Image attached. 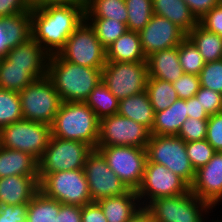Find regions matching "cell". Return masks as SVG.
<instances>
[{"label":"cell","instance_id":"obj_38","mask_svg":"<svg viewBox=\"0 0 222 222\" xmlns=\"http://www.w3.org/2000/svg\"><path fill=\"white\" fill-rule=\"evenodd\" d=\"M216 152L206 139L186 143V153L195 171L205 166Z\"/></svg>","mask_w":222,"mask_h":222},{"label":"cell","instance_id":"obj_47","mask_svg":"<svg viewBox=\"0 0 222 222\" xmlns=\"http://www.w3.org/2000/svg\"><path fill=\"white\" fill-rule=\"evenodd\" d=\"M81 222H107V219L100 205L91 202L81 207Z\"/></svg>","mask_w":222,"mask_h":222},{"label":"cell","instance_id":"obj_10","mask_svg":"<svg viewBox=\"0 0 222 222\" xmlns=\"http://www.w3.org/2000/svg\"><path fill=\"white\" fill-rule=\"evenodd\" d=\"M58 55L68 62L90 68H104L107 62L106 48L86 20L71 34Z\"/></svg>","mask_w":222,"mask_h":222},{"label":"cell","instance_id":"obj_48","mask_svg":"<svg viewBox=\"0 0 222 222\" xmlns=\"http://www.w3.org/2000/svg\"><path fill=\"white\" fill-rule=\"evenodd\" d=\"M184 2L198 20L220 4V0H184Z\"/></svg>","mask_w":222,"mask_h":222},{"label":"cell","instance_id":"obj_19","mask_svg":"<svg viewBox=\"0 0 222 222\" xmlns=\"http://www.w3.org/2000/svg\"><path fill=\"white\" fill-rule=\"evenodd\" d=\"M5 58L13 65L29 66V71L37 79H42L47 76V62L49 55L33 38L9 49Z\"/></svg>","mask_w":222,"mask_h":222},{"label":"cell","instance_id":"obj_1","mask_svg":"<svg viewBox=\"0 0 222 222\" xmlns=\"http://www.w3.org/2000/svg\"><path fill=\"white\" fill-rule=\"evenodd\" d=\"M32 38L50 56L58 54L85 20V4L31 8Z\"/></svg>","mask_w":222,"mask_h":222},{"label":"cell","instance_id":"obj_27","mask_svg":"<svg viewBox=\"0 0 222 222\" xmlns=\"http://www.w3.org/2000/svg\"><path fill=\"white\" fill-rule=\"evenodd\" d=\"M197 47L205 63L222 59V37L207 31L199 23L187 34Z\"/></svg>","mask_w":222,"mask_h":222},{"label":"cell","instance_id":"obj_36","mask_svg":"<svg viewBox=\"0 0 222 222\" xmlns=\"http://www.w3.org/2000/svg\"><path fill=\"white\" fill-rule=\"evenodd\" d=\"M23 120L19 92L0 88V129Z\"/></svg>","mask_w":222,"mask_h":222},{"label":"cell","instance_id":"obj_54","mask_svg":"<svg viewBox=\"0 0 222 222\" xmlns=\"http://www.w3.org/2000/svg\"><path fill=\"white\" fill-rule=\"evenodd\" d=\"M219 216H220L221 218H220ZM219 216H217V222H222V216H221L220 214H219Z\"/></svg>","mask_w":222,"mask_h":222},{"label":"cell","instance_id":"obj_49","mask_svg":"<svg viewBox=\"0 0 222 222\" xmlns=\"http://www.w3.org/2000/svg\"><path fill=\"white\" fill-rule=\"evenodd\" d=\"M56 222H81V206L61 203Z\"/></svg>","mask_w":222,"mask_h":222},{"label":"cell","instance_id":"obj_15","mask_svg":"<svg viewBox=\"0 0 222 222\" xmlns=\"http://www.w3.org/2000/svg\"><path fill=\"white\" fill-rule=\"evenodd\" d=\"M84 172L93 202L103 198L120 196L129 190L110 169L106 159L97 149H93L88 155L84 165Z\"/></svg>","mask_w":222,"mask_h":222},{"label":"cell","instance_id":"obj_37","mask_svg":"<svg viewBox=\"0 0 222 222\" xmlns=\"http://www.w3.org/2000/svg\"><path fill=\"white\" fill-rule=\"evenodd\" d=\"M178 58L186 74L199 76L205 65L202 55L188 37L178 45Z\"/></svg>","mask_w":222,"mask_h":222},{"label":"cell","instance_id":"obj_13","mask_svg":"<svg viewBox=\"0 0 222 222\" xmlns=\"http://www.w3.org/2000/svg\"><path fill=\"white\" fill-rule=\"evenodd\" d=\"M189 190L190 186L166 166L147 160L143 181L136 192L142 207H146L157 198L183 195Z\"/></svg>","mask_w":222,"mask_h":222},{"label":"cell","instance_id":"obj_41","mask_svg":"<svg viewBox=\"0 0 222 222\" xmlns=\"http://www.w3.org/2000/svg\"><path fill=\"white\" fill-rule=\"evenodd\" d=\"M195 96L209 116L222 112L221 93L200 86Z\"/></svg>","mask_w":222,"mask_h":222},{"label":"cell","instance_id":"obj_18","mask_svg":"<svg viewBox=\"0 0 222 222\" xmlns=\"http://www.w3.org/2000/svg\"><path fill=\"white\" fill-rule=\"evenodd\" d=\"M39 190V176L0 178V205L28 204Z\"/></svg>","mask_w":222,"mask_h":222},{"label":"cell","instance_id":"obj_39","mask_svg":"<svg viewBox=\"0 0 222 222\" xmlns=\"http://www.w3.org/2000/svg\"><path fill=\"white\" fill-rule=\"evenodd\" d=\"M200 86L222 94V59L205 63L200 75Z\"/></svg>","mask_w":222,"mask_h":222},{"label":"cell","instance_id":"obj_25","mask_svg":"<svg viewBox=\"0 0 222 222\" xmlns=\"http://www.w3.org/2000/svg\"><path fill=\"white\" fill-rule=\"evenodd\" d=\"M152 4L155 15L167 18L186 34L199 23L184 0H152Z\"/></svg>","mask_w":222,"mask_h":222},{"label":"cell","instance_id":"obj_44","mask_svg":"<svg viewBox=\"0 0 222 222\" xmlns=\"http://www.w3.org/2000/svg\"><path fill=\"white\" fill-rule=\"evenodd\" d=\"M199 24L207 31L218 34L222 37V4L213 7L202 18L199 19Z\"/></svg>","mask_w":222,"mask_h":222},{"label":"cell","instance_id":"obj_42","mask_svg":"<svg viewBox=\"0 0 222 222\" xmlns=\"http://www.w3.org/2000/svg\"><path fill=\"white\" fill-rule=\"evenodd\" d=\"M172 84L178 94L179 99L187 100L195 96V94L199 91L200 78L197 75L184 73Z\"/></svg>","mask_w":222,"mask_h":222},{"label":"cell","instance_id":"obj_20","mask_svg":"<svg viewBox=\"0 0 222 222\" xmlns=\"http://www.w3.org/2000/svg\"><path fill=\"white\" fill-rule=\"evenodd\" d=\"M148 77L173 83L184 74L178 58V46L160 50L146 59Z\"/></svg>","mask_w":222,"mask_h":222},{"label":"cell","instance_id":"obj_29","mask_svg":"<svg viewBox=\"0 0 222 222\" xmlns=\"http://www.w3.org/2000/svg\"><path fill=\"white\" fill-rule=\"evenodd\" d=\"M7 36L8 48L23 44L32 38L31 12L0 18Z\"/></svg>","mask_w":222,"mask_h":222},{"label":"cell","instance_id":"obj_52","mask_svg":"<svg viewBox=\"0 0 222 222\" xmlns=\"http://www.w3.org/2000/svg\"><path fill=\"white\" fill-rule=\"evenodd\" d=\"M128 222H154V220L152 214L145 207H141Z\"/></svg>","mask_w":222,"mask_h":222},{"label":"cell","instance_id":"obj_21","mask_svg":"<svg viewBox=\"0 0 222 222\" xmlns=\"http://www.w3.org/2000/svg\"><path fill=\"white\" fill-rule=\"evenodd\" d=\"M97 203L107 222H128L142 207L137 192L131 189L120 196L100 199Z\"/></svg>","mask_w":222,"mask_h":222},{"label":"cell","instance_id":"obj_24","mask_svg":"<svg viewBox=\"0 0 222 222\" xmlns=\"http://www.w3.org/2000/svg\"><path fill=\"white\" fill-rule=\"evenodd\" d=\"M109 62H141L146 61L138 32L127 30L106 48Z\"/></svg>","mask_w":222,"mask_h":222},{"label":"cell","instance_id":"obj_46","mask_svg":"<svg viewBox=\"0 0 222 222\" xmlns=\"http://www.w3.org/2000/svg\"><path fill=\"white\" fill-rule=\"evenodd\" d=\"M24 12H31L28 0H0V18Z\"/></svg>","mask_w":222,"mask_h":222},{"label":"cell","instance_id":"obj_5","mask_svg":"<svg viewBox=\"0 0 222 222\" xmlns=\"http://www.w3.org/2000/svg\"><path fill=\"white\" fill-rule=\"evenodd\" d=\"M147 160L166 166L189 186L195 179L194 170L186 153V142L178 136L150 135L146 147Z\"/></svg>","mask_w":222,"mask_h":222},{"label":"cell","instance_id":"obj_8","mask_svg":"<svg viewBox=\"0 0 222 222\" xmlns=\"http://www.w3.org/2000/svg\"><path fill=\"white\" fill-rule=\"evenodd\" d=\"M93 148L81 141L50 136L47 148L38 161L39 182L49 173L84 168Z\"/></svg>","mask_w":222,"mask_h":222},{"label":"cell","instance_id":"obj_28","mask_svg":"<svg viewBox=\"0 0 222 222\" xmlns=\"http://www.w3.org/2000/svg\"><path fill=\"white\" fill-rule=\"evenodd\" d=\"M37 78L29 71V66L13 65L5 57L0 60V88L21 92Z\"/></svg>","mask_w":222,"mask_h":222},{"label":"cell","instance_id":"obj_35","mask_svg":"<svg viewBox=\"0 0 222 222\" xmlns=\"http://www.w3.org/2000/svg\"><path fill=\"white\" fill-rule=\"evenodd\" d=\"M127 7V29L139 32L150 21L153 13L152 0H125Z\"/></svg>","mask_w":222,"mask_h":222},{"label":"cell","instance_id":"obj_32","mask_svg":"<svg viewBox=\"0 0 222 222\" xmlns=\"http://www.w3.org/2000/svg\"><path fill=\"white\" fill-rule=\"evenodd\" d=\"M85 103L95 112L99 120L118 113L119 100L103 81L92 90Z\"/></svg>","mask_w":222,"mask_h":222},{"label":"cell","instance_id":"obj_53","mask_svg":"<svg viewBox=\"0 0 222 222\" xmlns=\"http://www.w3.org/2000/svg\"><path fill=\"white\" fill-rule=\"evenodd\" d=\"M9 51L7 36L4 31L2 22L0 21V57H5L6 53Z\"/></svg>","mask_w":222,"mask_h":222},{"label":"cell","instance_id":"obj_40","mask_svg":"<svg viewBox=\"0 0 222 222\" xmlns=\"http://www.w3.org/2000/svg\"><path fill=\"white\" fill-rule=\"evenodd\" d=\"M208 119L188 117L178 133V137L187 142L206 139Z\"/></svg>","mask_w":222,"mask_h":222},{"label":"cell","instance_id":"obj_51","mask_svg":"<svg viewBox=\"0 0 222 222\" xmlns=\"http://www.w3.org/2000/svg\"><path fill=\"white\" fill-rule=\"evenodd\" d=\"M86 0H28L31 8H41L49 5H75L85 4Z\"/></svg>","mask_w":222,"mask_h":222},{"label":"cell","instance_id":"obj_3","mask_svg":"<svg viewBox=\"0 0 222 222\" xmlns=\"http://www.w3.org/2000/svg\"><path fill=\"white\" fill-rule=\"evenodd\" d=\"M51 136L97 148L99 119L85 102H62L51 125Z\"/></svg>","mask_w":222,"mask_h":222},{"label":"cell","instance_id":"obj_12","mask_svg":"<svg viewBox=\"0 0 222 222\" xmlns=\"http://www.w3.org/2000/svg\"><path fill=\"white\" fill-rule=\"evenodd\" d=\"M148 67L141 62H109L102 69V81L120 101L146 91Z\"/></svg>","mask_w":222,"mask_h":222},{"label":"cell","instance_id":"obj_17","mask_svg":"<svg viewBox=\"0 0 222 222\" xmlns=\"http://www.w3.org/2000/svg\"><path fill=\"white\" fill-rule=\"evenodd\" d=\"M190 190L217 211L222 204V151L216 152L205 166L196 171Z\"/></svg>","mask_w":222,"mask_h":222},{"label":"cell","instance_id":"obj_31","mask_svg":"<svg viewBox=\"0 0 222 222\" xmlns=\"http://www.w3.org/2000/svg\"><path fill=\"white\" fill-rule=\"evenodd\" d=\"M60 206V202L39 190L28 203L26 222H56Z\"/></svg>","mask_w":222,"mask_h":222},{"label":"cell","instance_id":"obj_34","mask_svg":"<svg viewBox=\"0 0 222 222\" xmlns=\"http://www.w3.org/2000/svg\"><path fill=\"white\" fill-rule=\"evenodd\" d=\"M94 29L98 40L107 48L128 29L127 25L117 19L85 18Z\"/></svg>","mask_w":222,"mask_h":222},{"label":"cell","instance_id":"obj_45","mask_svg":"<svg viewBox=\"0 0 222 222\" xmlns=\"http://www.w3.org/2000/svg\"><path fill=\"white\" fill-rule=\"evenodd\" d=\"M28 204L0 205V222H26Z\"/></svg>","mask_w":222,"mask_h":222},{"label":"cell","instance_id":"obj_43","mask_svg":"<svg viewBox=\"0 0 222 222\" xmlns=\"http://www.w3.org/2000/svg\"><path fill=\"white\" fill-rule=\"evenodd\" d=\"M206 140L217 151H222V112L208 118Z\"/></svg>","mask_w":222,"mask_h":222},{"label":"cell","instance_id":"obj_23","mask_svg":"<svg viewBox=\"0 0 222 222\" xmlns=\"http://www.w3.org/2000/svg\"><path fill=\"white\" fill-rule=\"evenodd\" d=\"M187 118V100L177 99L169 108L155 112L150 134L177 136Z\"/></svg>","mask_w":222,"mask_h":222},{"label":"cell","instance_id":"obj_4","mask_svg":"<svg viewBox=\"0 0 222 222\" xmlns=\"http://www.w3.org/2000/svg\"><path fill=\"white\" fill-rule=\"evenodd\" d=\"M145 208L154 222H217L215 209L191 190L183 195L157 198Z\"/></svg>","mask_w":222,"mask_h":222},{"label":"cell","instance_id":"obj_9","mask_svg":"<svg viewBox=\"0 0 222 222\" xmlns=\"http://www.w3.org/2000/svg\"><path fill=\"white\" fill-rule=\"evenodd\" d=\"M50 136V125L23 119L0 129V146L29 153L39 161Z\"/></svg>","mask_w":222,"mask_h":222},{"label":"cell","instance_id":"obj_33","mask_svg":"<svg viewBox=\"0 0 222 222\" xmlns=\"http://www.w3.org/2000/svg\"><path fill=\"white\" fill-rule=\"evenodd\" d=\"M146 92L154 112L169 108L177 99L178 94L171 82L148 77Z\"/></svg>","mask_w":222,"mask_h":222},{"label":"cell","instance_id":"obj_14","mask_svg":"<svg viewBox=\"0 0 222 222\" xmlns=\"http://www.w3.org/2000/svg\"><path fill=\"white\" fill-rule=\"evenodd\" d=\"M150 135L146 127L117 113L99 120L97 146L146 148Z\"/></svg>","mask_w":222,"mask_h":222},{"label":"cell","instance_id":"obj_30","mask_svg":"<svg viewBox=\"0 0 222 222\" xmlns=\"http://www.w3.org/2000/svg\"><path fill=\"white\" fill-rule=\"evenodd\" d=\"M85 18L117 19L127 24L125 0H86Z\"/></svg>","mask_w":222,"mask_h":222},{"label":"cell","instance_id":"obj_26","mask_svg":"<svg viewBox=\"0 0 222 222\" xmlns=\"http://www.w3.org/2000/svg\"><path fill=\"white\" fill-rule=\"evenodd\" d=\"M118 114L146 127L150 132L154 124L155 112L146 91L121 99Z\"/></svg>","mask_w":222,"mask_h":222},{"label":"cell","instance_id":"obj_7","mask_svg":"<svg viewBox=\"0 0 222 222\" xmlns=\"http://www.w3.org/2000/svg\"><path fill=\"white\" fill-rule=\"evenodd\" d=\"M39 189L63 204L82 207L93 202L84 168L49 173L39 182Z\"/></svg>","mask_w":222,"mask_h":222},{"label":"cell","instance_id":"obj_2","mask_svg":"<svg viewBox=\"0 0 222 222\" xmlns=\"http://www.w3.org/2000/svg\"><path fill=\"white\" fill-rule=\"evenodd\" d=\"M102 69L80 66L54 54L48 58L47 77L52 81L62 102H85L102 81Z\"/></svg>","mask_w":222,"mask_h":222},{"label":"cell","instance_id":"obj_16","mask_svg":"<svg viewBox=\"0 0 222 222\" xmlns=\"http://www.w3.org/2000/svg\"><path fill=\"white\" fill-rule=\"evenodd\" d=\"M138 34L146 58L160 50L178 46L187 37L176 24L155 14Z\"/></svg>","mask_w":222,"mask_h":222},{"label":"cell","instance_id":"obj_50","mask_svg":"<svg viewBox=\"0 0 222 222\" xmlns=\"http://www.w3.org/2000/svg\"><path fill=\"white\" fill-rule=\"evenodd\" d=\"M187 114L188 117L196 119L209 118V115L206 113L204 107L201 106L196 96L187 99Z\"/></svg>","mask_w":222,"mask_h":222},{"label":"cell","instance_id":"obj_11","mask_svg":"<svg viewBox=\"0 0 222 222\" xmlns=\"http://www.w3.org/2000/svg\"><path fill=\"white\" fill-rule=\"evenodd\" d=\"M106 159L110 169L128 187L135 190L140 187L147 162L146 148L134 146H97Z\"/></svg>","mask_w":222,"mask_h":222},{"label":"cell","instance_id":"obj_22","mask_svg":"<svg viewBox=\"0 0 222 222\" xmlns=\"http://www.w3.org/2000/svg\"><path fill=\"white\" fill-rule=\"evenodd\" d=\"M13 175L39 176L38 160L29 153L0 146V178Z\"/></svg>","mask_w":222,"mask_h":222},{"label":"cell","instance_id":"obj_6","mask_svg":"<svg viewBox=\"0 0 222 222\" xmlns=\"http://www.w3.org/2000/svg\"><path fill=\"white\" fill-rule=\"evenodd\" d=\"M19 95L24 120L52 125L62 100L47 76L26 86Z\"/></svg>","mask_w":222,"mask_h":222}]
</instances>
